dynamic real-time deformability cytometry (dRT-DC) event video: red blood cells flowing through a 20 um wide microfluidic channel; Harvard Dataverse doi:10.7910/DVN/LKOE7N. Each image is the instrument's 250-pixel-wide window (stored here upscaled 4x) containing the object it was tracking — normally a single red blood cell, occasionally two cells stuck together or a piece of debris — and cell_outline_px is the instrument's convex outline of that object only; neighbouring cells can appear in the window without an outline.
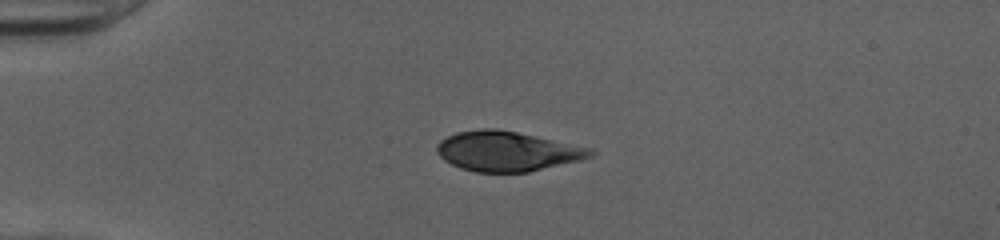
{"species": "human", "species_latin": "Homo sapiens", "temperature_condition": "cold", "stored_images_in_passage": 39, "camera_frame_rate_fps": 3000, "um_per_image_px": 0.085, "donor": {"sex": "female"}, "frame": {"image": 1, "passage_image": 1, "time_ms": 0.0, "image_size_px": [1000, 240], "cell_outline_px": [[596, 152], [592, 156], [580, 160], [528, 172], [476, 172], [460, 168], [444, 160], [436, 152], [436, 144], [440, 140], [456, 132], [484, 128], [496, 128], [516, 132], [592, 148]], "centroid_in_image_um": [43.08, 12.85], "position_along_channel_um": 41.9, "area_um2": 35.55}}
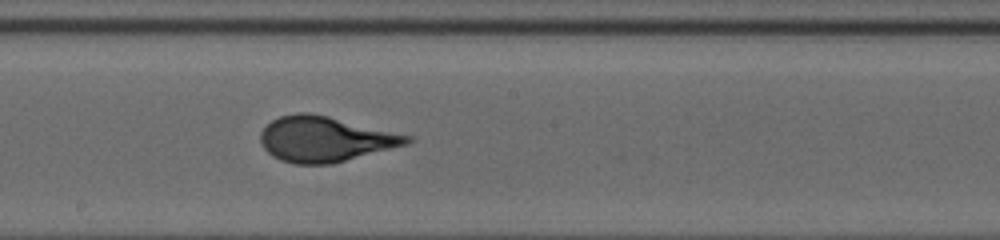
{"frame": {"image": 2, "passage_image": 17, "time_ms": 5.333, "image_size_px": [1000, 240], "cell_outline_px": [[416, 140], [408, 144], [332, 164], [292, 164], [280, 160], [272, 156], [260, 144], [260, 132], [272, 120], [280, 116], [296, 112], [308, 112], [328, 116], [412, 136]], "centroid_in_image_um": [27.62, 11.83], "position_along_channel_um": 220.6, "area_um2": 38.78}}
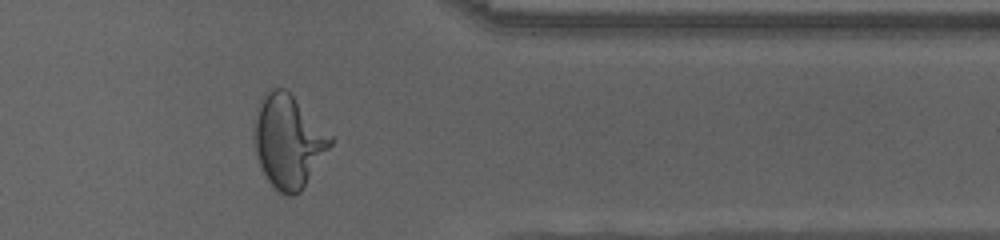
{"frame": {"image": 3, "passage_image": 30, "time_ms": 9.667, "image_size_px": [1000, 240], "cell_outline_px": [[336, 140], [300, 192], [292, 196], [288, 196], [280, 192], [264, 176], [256, 152], [256, 120], [260, 100], [264, 92], [268, 88], [288, 88]], "centroid_in_image_um": [24.56, 11.97], "position_along_channel_um": 386.8, "area_um2": 41.21}, "authors_computed_cell_mechanics": {"area_um2": 38.2058, "velocity_mm_per_s": 4.0526, "shape_relaxation_time_tau1_ms": 4.2096, "shape_relaxation_time_tau2_ms": null, "deformation_change_tau1": 0.2082, "deformation_change_tau2": null}}